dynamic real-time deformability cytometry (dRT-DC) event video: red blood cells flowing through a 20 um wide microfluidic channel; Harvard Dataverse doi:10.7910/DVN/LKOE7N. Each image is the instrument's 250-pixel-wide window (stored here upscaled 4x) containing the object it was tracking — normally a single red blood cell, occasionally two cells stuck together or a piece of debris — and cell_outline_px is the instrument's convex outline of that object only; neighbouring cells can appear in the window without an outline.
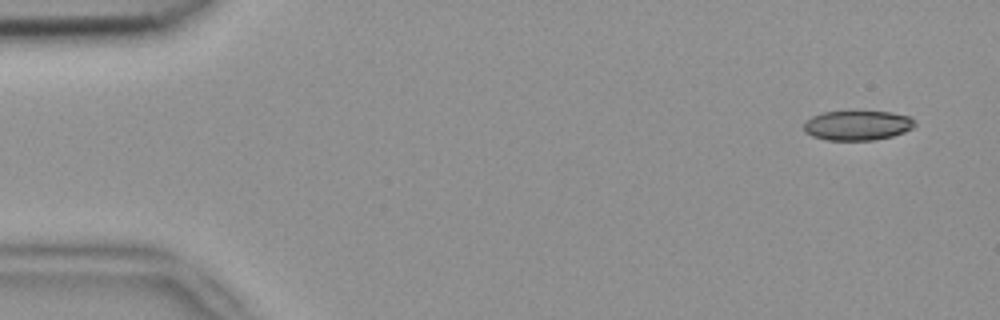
{"species": "common noctule bat (a hibernating species)", "species_latin": "Nyctalus noctula", "temperature_condition": "room temperature", "stored_images_in_passage": 5, "camera_frame_rate_fps": 3000, "um_per_image_px": 0.085, "animal": {"sex": "female", "body_mass_g": 18.4}, "frame": {"image": 1, "passage_image": 1, "time_ms": 0.0, "image_size_px": [1000, 320], "cell_outline_px": [[916, 124], [912, 128], [904, 132], [892, 136], [876, 140], [828, 140], [812, 136], [804, 128], [804, 124], [812, 116], [824, 112], [856, 108], [892, 112], [912, 116]], "centroid_in_image_um": [72.94, 10.6], "position_along_channel_um": 12.1, "area_um2": 20.06}}